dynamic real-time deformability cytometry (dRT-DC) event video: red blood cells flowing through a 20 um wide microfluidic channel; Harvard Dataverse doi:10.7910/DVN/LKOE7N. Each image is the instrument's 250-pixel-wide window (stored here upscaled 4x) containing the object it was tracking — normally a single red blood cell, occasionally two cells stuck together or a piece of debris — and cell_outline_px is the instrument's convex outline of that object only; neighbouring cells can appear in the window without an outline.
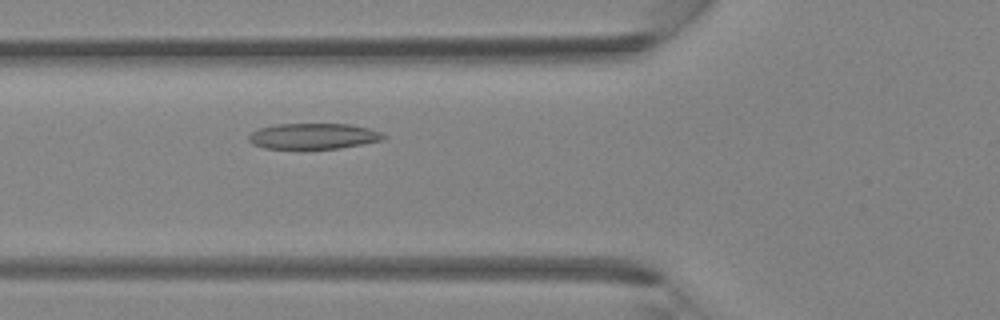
{"species": "Egyptian fruit bat (a non-hibernating species)", "species_latin": "Rousettus aegyptiacus", "temperature_condition": "room temperature", "stored_images_in_passage": 37, "camera_frame_rate_fps": 3000, "um_per_image_px": 0.085, "animal": {"sex": "female"}, "frame": {"image": 1, "passage_image": 12, "time_ms": 3.667, "image_size_px": [1000, 320], "cell_outline_px": [[388, 136], [380, 140], [340, 148], [264, 148], [252, 144], [248, 140], [248, 136], [252, 132], [260, 128], [276, 124], [352, 124], [368, 128], [380, 132]], "centroid_in_image_um": [26.62, 11.56], "position_along_channel_um": 99.2, "area_um2": 20.0}}
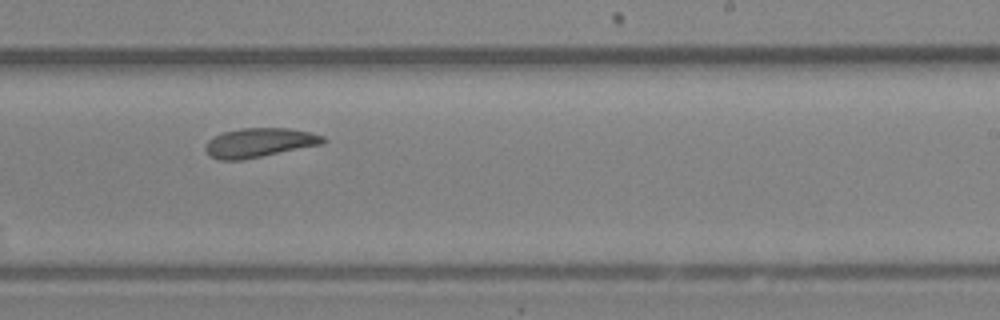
{"frame": {"image": 2, "passage_image": 22, "time_ms": 7.0, "image_size_px": [1000, 320], "cell_outline_px": [[324, 144], [244, 160], [220, 160], [212, 156], [204, 148], [208, 140], [212, 136], [224, 132], [240, 128], [288, 128], [312, 132], [324, 136]], "centroid_in_image_um": [22.06, 12.12], "position_along_channel_um": 266.9, "area_um2": 20.17}}
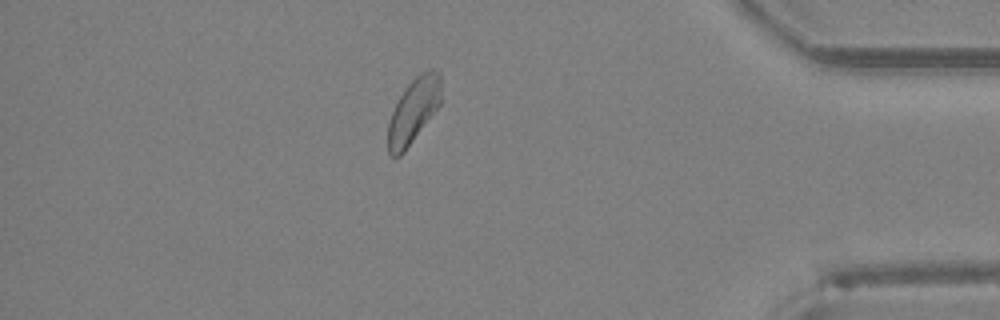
{"frame": {"image": 3, "passage_image": 32, "time_ms": 10.333, "image_size_px": [1000, 320], "cell_outline_px": [[440, 104], [404, 152], [400, 156], [392, 156], [388, 152], [388, 120], [404, 88], [420, 72], [428, 68], [436, 68], [440, 72]], "centroid_in_image_um": [35.14, 9.37], "position_along_channel_um": 400.1, "area_um2": 19.94}}